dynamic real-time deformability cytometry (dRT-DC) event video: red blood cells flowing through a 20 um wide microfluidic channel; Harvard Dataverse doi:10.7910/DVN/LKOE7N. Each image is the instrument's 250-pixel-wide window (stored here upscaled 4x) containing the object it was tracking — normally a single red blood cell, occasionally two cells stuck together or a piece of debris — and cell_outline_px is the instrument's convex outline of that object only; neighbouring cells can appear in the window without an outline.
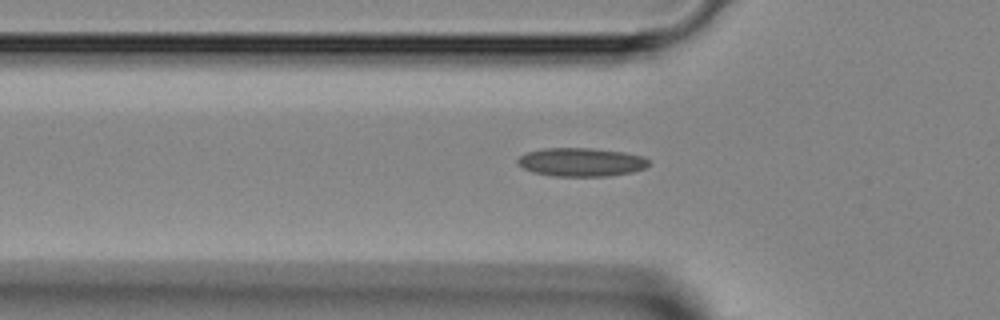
{"species": "Egyptian fruit bat (a non-hibernating species)", "species_latin": "Rousettus aegyptiacus", "temperature_condition": "room temperature", "stored_images_in_passage": 33, "camera_frame_rate_fps": 3000, "um_per_image_px": 0.085, "animal": {"sex": "female"}, "frame": {"image": 1, "passage_image": 2, "time_ms": 0.333, "image_size_px": [1000, 320], "cell_outline_px": [[648, 164], [644, 168], [632, 172], [608, 176], [556, 176], [536, 172], [524, 168], [516, 160], [520, 156], [528, 152], [544, 148], [592, 148], [624, 152], [644, 156], [648, 160]], "centroid_in_image_um": [49.43, 13.77], "position_along_channel_um": 76.4, "area_um2": 21.56}}
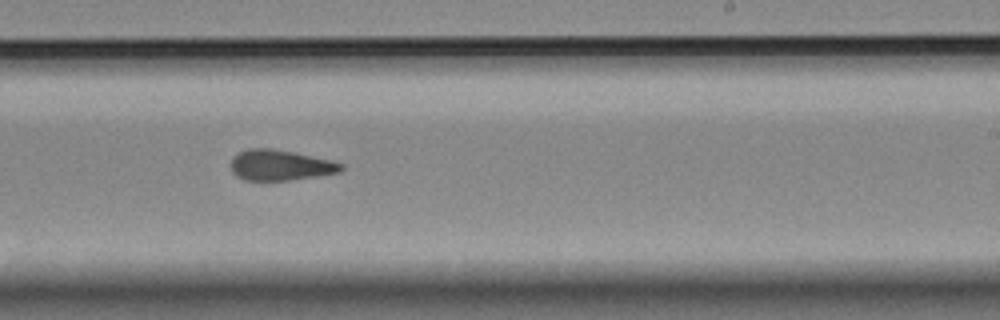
{"frame": {"image": 2, "passage_image": 15, "time_ms": 4.667, "image_size_px": [1000, 320], "cell_outline_px": [[344, 168], [340, 172], [316, 176], [288, 180], [244, 180], [236, 176], [232, 172], [232, 156], [248, 148], [272, 148], [296, 152], [336, 160], [344, 164]], "centroid_in_image_um": [23.87, 14.02], "position_along_channel_um": 265.1, "area_um2": 19.94}}
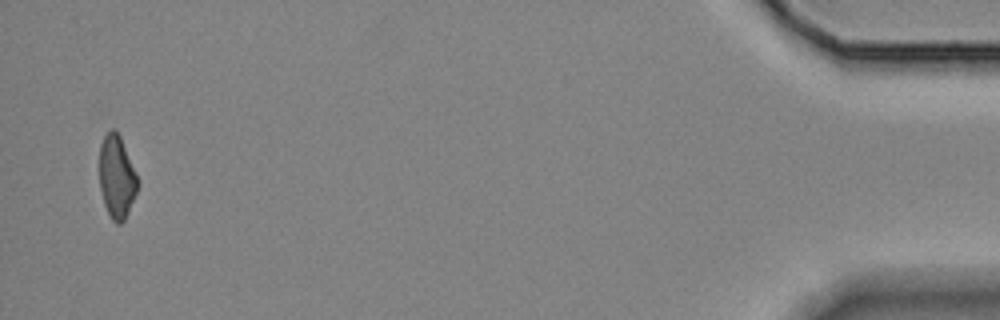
{"frame": {"image": 3, "passage_image": 32, "time_ms": 10.333, "image_size_px": [1000, 320], "cell_outline_px": [[136, 192], [128, 212], [124, 220], [120, 224], [116, 224], [112, 220], [104, 204], [100, 188], [100, 144], [104, 136], [112, 128], [116, 128], [120, 136], [136, 176]], "centroid_in_image_um": [9.89, 15.03], "position_along_channel_um": 425.3, "area_um2": 17.92}}